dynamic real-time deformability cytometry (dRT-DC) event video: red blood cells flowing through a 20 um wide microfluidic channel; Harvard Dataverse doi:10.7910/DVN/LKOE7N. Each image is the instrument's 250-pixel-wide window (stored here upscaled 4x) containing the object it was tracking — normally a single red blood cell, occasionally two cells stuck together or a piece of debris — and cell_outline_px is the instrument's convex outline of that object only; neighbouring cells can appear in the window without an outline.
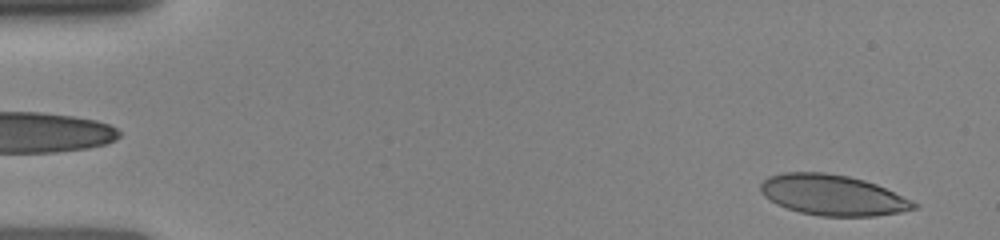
{"species": "human", "species_latin": "Homo sapiens", "temperature_condition": "room temperature", "stored_images_in_passage": 32, "camera_frame_rate_fps": 3000, "um_per_image_px": 0.085, "donor": {"sex": "female"}, "frame": {"image": 1, "passage_image": 4, "time_ms": 0.667, "image_size_px": [1000, 240], "cell_outline_px": [[920, 208], [900, 212], [876, 216], [820, 216], [800, 212], [776, 204], [764, 196], [760, 192], [760, 184], [768, 176], [784, 172], [824, 172], [848, 176], [864, 180], [876, 184], [920, 204]], "centroid_in_image_um": [70.78, 16.58], "position_along_channel_um": 14.2, "area_um2": 36.36}}
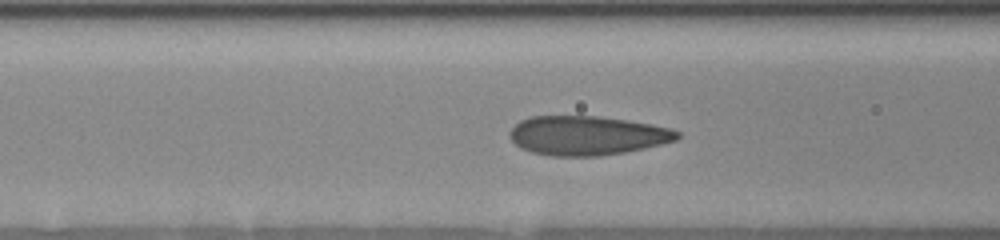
{"frame": {"image": 2, "passage_image": 24, "time_ms": 6.0, "image_size_px": [1000, 240], "cell_outline_px": [[680, 136], [676, 140], [644, 148], [624, 152], [596, 156], [552, 156], [532, 152], [520, 148], [508, 136], [512, 128], [520, 120], [528, 116], [596, 116], [652, 124], [672, 128], [680, 132]], "centroid_in_image_um": [49.89, 11.51], "position_along_channel_um": 116.7, "area_um2": 38.21}}
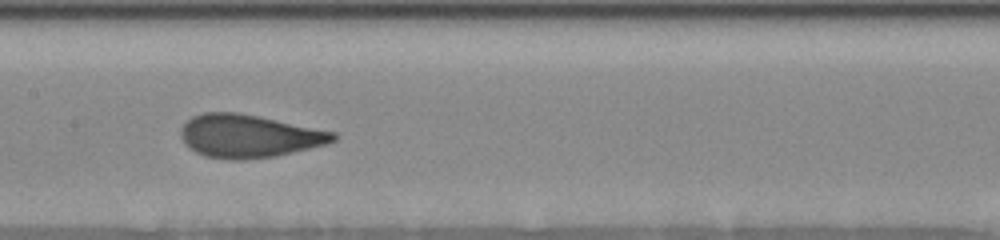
{"frame": {"image": 3, "passage_image": 31, "time_ms": 7.667, "image_size_px": [1000, 240], "cell_outline_px": [[336, 140], [328, 144], [276, 156], [244, 160], [232, 160], [204, 156], [188, 148], [180, 136], [180, 128], [192, 116], [204, 112], [240, 112], [260, 116], [336, 132]], "centroid_in_image_um": [21.15, 11.56], "position_along_channel_um": 186.3, "area_um2": 38.55}}